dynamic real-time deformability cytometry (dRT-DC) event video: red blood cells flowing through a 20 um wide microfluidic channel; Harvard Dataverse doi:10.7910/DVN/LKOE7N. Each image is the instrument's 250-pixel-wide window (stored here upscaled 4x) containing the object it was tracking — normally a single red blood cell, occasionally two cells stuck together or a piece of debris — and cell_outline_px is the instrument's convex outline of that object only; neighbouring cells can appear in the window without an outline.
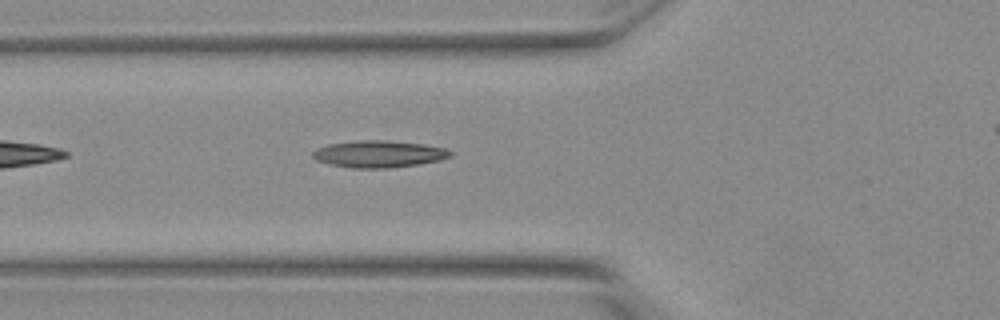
{"species": "Egyptian fruit bat (a non-hibernating species)", "species_latin": "Rousettus aegyptiacus", "temperature_condition": "warm", "stored_images_in_passage": 35, "camera_frame_rate_fps": 3000, "um_per_image_px": 0.085, "animal": {"sex": "female"}, "frame": {"image": 1, "passage_image": 6, "time_ms": 1.667, "image_size_px": [1000, 320], "cell_outline_px": [[452, 156], [440, 160], [392, 168], [352, 168], [332, 164], [316, 160], [312, 156], [312, 152], [316, 148], [328, 144], [356, 140], [384, 140], [424, 144], [444, 148], [452, 152]], "centroid_in_image_um": [32.18, 13.08], "position_along_channel_um": 93.6, "area_um2": 21.56}}
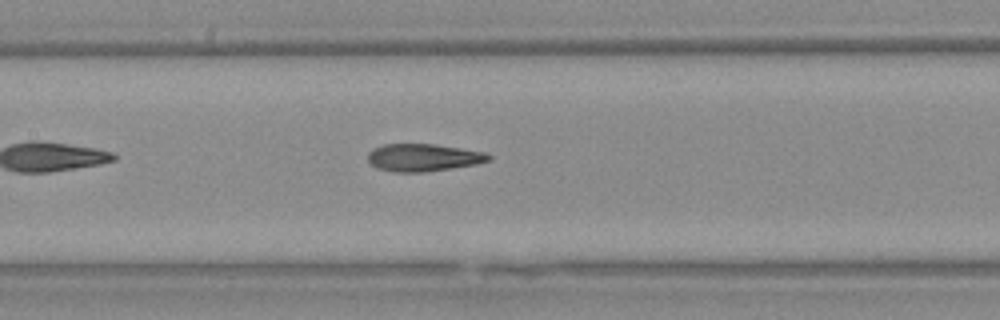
{"frame": {"image": 2, "passage_image": 12, "time_ms": 3.667, "image_size_px": [1000, 320], "cell_outline_px": [[492, 160], [476, 164], [424, 172], [396, 172], [376, 168], [368, 160], [368, 152], [372, 148], [384, 144], [436, 144], [484, 152], [492, 156]], "centroid_in_image_um": [35.97, 13.38], "position_along_channel_um": 171.4, "area_um2": 19.36}}
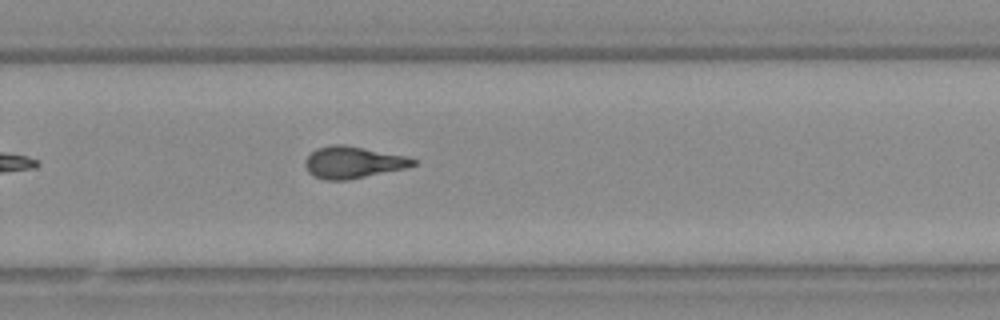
{"frame": {"image": 3, "passage_image": 22, "time_ms": 7.0, "image_size_px": [1000, 320], "cell_outline_px": [[416, 164], [408, 168], [348, 180], [324, 180], [312, 176], [308, 172], [304, 164], [304, 160], [316, 148], [332, 144], [344, 144], [408, 156], [416, 160]], "centroid_in_image_um": [30.0, 13.8], "position_along_channel_um": 299.8, "area_um2": 20.35}}